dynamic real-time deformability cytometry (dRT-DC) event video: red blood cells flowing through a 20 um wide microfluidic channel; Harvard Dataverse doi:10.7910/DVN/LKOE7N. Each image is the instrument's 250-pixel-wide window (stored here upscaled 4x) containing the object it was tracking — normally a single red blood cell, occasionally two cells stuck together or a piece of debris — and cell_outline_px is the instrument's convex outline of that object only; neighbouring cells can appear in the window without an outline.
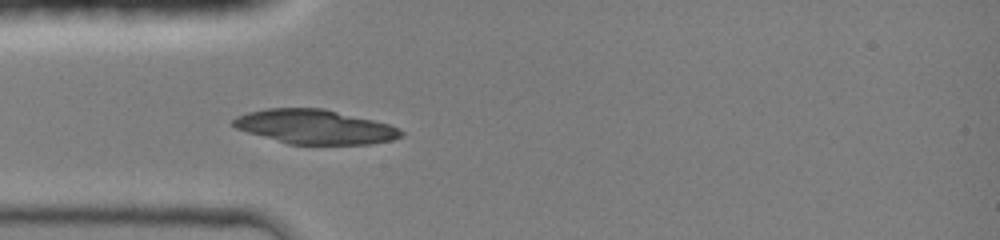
{"species": "common noctule bat (a hibernating species)", "species_latin": "Nyctalus noctula", "temperature_condition": "room temperature", "stored_images_in_passage": 22, "camera_frame_rate_fps": 3000, "um_per_image_px": 0.085, "animal": {"sex": "female", "body_mass_g": 19.0, "forearm_length_mm": 51.5}, "frame": {"image": 1, "passage_image": 1, "time_ms": 0.0, "image_size_px": [1000, 240], "cell_outline_px": [[404, 136], [392, 140], [368, 144], [288, 144], [248, 132], [236, 128], [232, 124], [232, 120], [236, 116], [248, 112], [268, 108], [324, 108], [388, 124], [404, 132]], "centroid_in_image_um": [26.75, 10.78], "position_along_channel_um": 58.2, "area_um2": 33.29}}
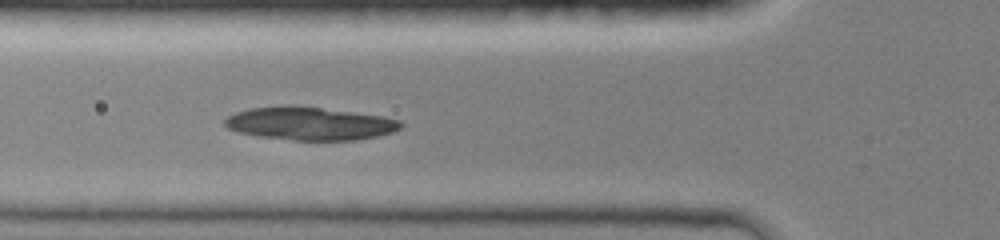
{"frame": {"image": 2, "passage_image": 3, "time_ms": 1.0, "image_size_px": [1000, 240], "cell_outline_px": [[404, 124], [400, 128], [392, 132], [376, 136], [356, 140], [292, 140], [260, 136], [240, 132], [228, 128], [224, 124], [224, 120], [228, 116], [236, 112], [248, 108], [280, 104], [296, 104], [384, 116], [400, 120]], "centroid_in_image_um": [26.32, 10.47], "position_along_channel_um": 99.5, "area_um2": 34.33}}
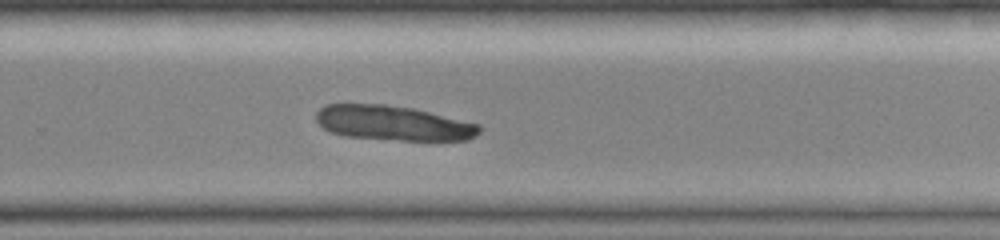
{"frame": {"image": 3, "passage_image": 13, "time_ms": 5.667, "image_size_px": [1000, 240], "cell_outline_px": [[480, 132], [476, 136], [468, 140], [400, 140], [344, 136], [332, 132], [324, 128], [316, 120], [316, 112], [324, 104], [384, 104], [412, 108], [480, 124]], "centroid_in_image_um": [33.42, 10.46], "position_along_channel_um": 296.4, "area_um2": 33.0}}